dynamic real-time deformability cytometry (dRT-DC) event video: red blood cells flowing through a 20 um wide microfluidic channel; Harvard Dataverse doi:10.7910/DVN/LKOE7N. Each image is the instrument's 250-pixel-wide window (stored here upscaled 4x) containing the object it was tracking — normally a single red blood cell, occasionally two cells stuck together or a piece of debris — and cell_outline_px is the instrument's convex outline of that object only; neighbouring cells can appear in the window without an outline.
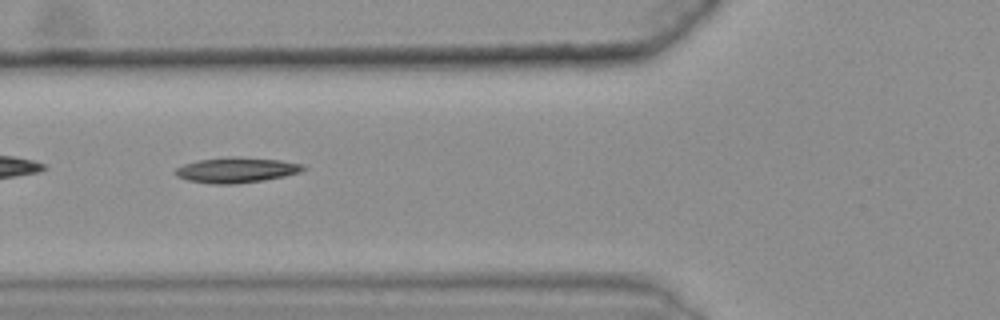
{"species": "common noctule bat (a hibernating species)", "species_latin": "Nyctalus noctula", "temperature_condition": "warm", "stored_images_in_passage": 28, "camera_frame_rate_fps": 3000, "um_per_image_px": 0.085, "animal": {"sex": "female", "body_mass_g": 25.1}, "frame": {"image": 1, "passage_image": 5, "time_ms": 1.333, "image_size_px": [1000, 320], "cell_outline_px": [[308, 168], [300, 172], [284, 176], [264, 180], [232, 184], [212, 184], [188, 180], [176, 176], [176, 168], [184, 164], [200, 160], [228, 156], [236, 156], [280, 160], [304, 164]], "centroid_in_image_um": [20.13, 14.44], "position_along_channel_um": 105.7, "area_um2": 18.9}, "authors_computed_cell_mechanics": {"area_um2": 17.629, "velocity_mm_per_s": 3.618, "shape_relaxation_time_tau1_ms": 9.8686, "shape_relaxation_time_tau2_ms": null, "deformation_change_tau1": 0.1991, "deformation_change_tau2": null}}